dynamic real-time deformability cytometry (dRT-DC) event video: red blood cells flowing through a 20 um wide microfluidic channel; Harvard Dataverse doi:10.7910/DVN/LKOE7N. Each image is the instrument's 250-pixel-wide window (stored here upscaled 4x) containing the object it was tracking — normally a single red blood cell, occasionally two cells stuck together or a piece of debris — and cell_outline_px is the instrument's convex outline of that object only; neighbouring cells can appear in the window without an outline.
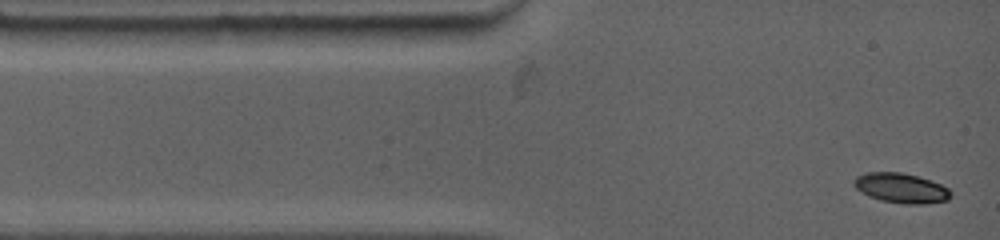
{"species": "common noctule bat (a hibernating species)", "species_latin": "Nyctalus noctula", "temperature_condition": "warm", "stored_images_in_passage": 5, "camera_frame_rate_fps": 4500, "um_per_image_px": 0.085, "animal": {"sex": "female", "body_mass_g": 19.0, "forearm_length_mm": 53.3}, "frame": {"image": 1, "passage_image": 1, "time_ms": 0.0, "image_size_px": [1000, 240], "cell_outline_px": [[952, 196], [948, 200], [924, 204], [904, 204], [880, 200], [868, 196], [856, 188], [852, 184], [852, 180], [856, 176], [868, 172], [900, 172], [916, 176], [940, 184], [948, 188], [952, 192]], "centroid_in_image_um": [76.58, 15.99], "position_along_channel_um": 8.4, "area_um2": 16.88}}
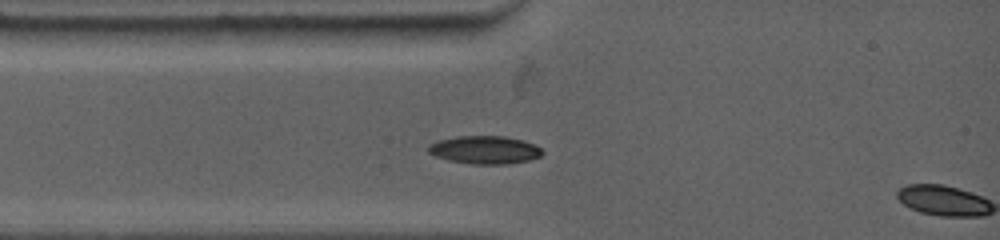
{"frame": {"image": 2, "passage_image": 4, "time_ms": 2.0, "image_size_px": [1000, 240], "cell_outline_px": [[544, 152], [540, 156], [528, 160], [508, 164], [472, 164], [448, 160], [436, 156], [428, 152], [428, 144], [436, 140], [456, 136], [504, 136], [536, 144]], "centroid_in_image_um": [41.18, 12.73], "position_along_channel_um": 43.8, "area_um2": 18.67}}